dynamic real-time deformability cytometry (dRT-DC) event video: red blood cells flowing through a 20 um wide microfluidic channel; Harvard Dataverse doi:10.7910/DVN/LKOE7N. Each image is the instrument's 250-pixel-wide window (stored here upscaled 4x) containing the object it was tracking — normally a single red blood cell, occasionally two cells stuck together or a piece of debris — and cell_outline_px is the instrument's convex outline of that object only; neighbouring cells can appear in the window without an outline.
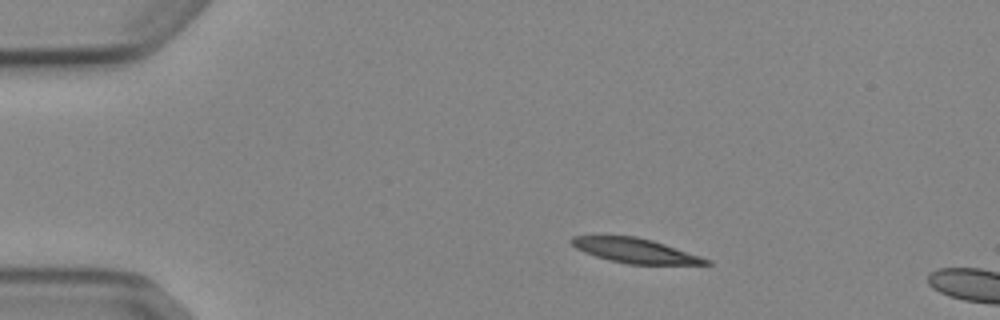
{"species": "Egyptian fruit bat (a non-hibernating species)", "species_latin": "Rousettus aegyptiacus", "temperature_condition": "cold", "stored_images_in_passage": 3, "camera_frame_rate_fps": 3000, "um_per_image_px": 0.085, "animal": {"sex": "female"}, "frame": {"image": 1, "passage_image": 1, "time_ms": 0.0, "image_size_px": [1000, 320], "cell_outline_px": [[712, 264], [628, 264], [596, 256], [584, 252], [576, 248], [568, 240], [572, 236], [636, 236], [652, 240], [712, 260]], "centroid_in_image_um": [53.98, 21.3], "position_along_channel_um": 31.0, "area_um2": 19.02}}